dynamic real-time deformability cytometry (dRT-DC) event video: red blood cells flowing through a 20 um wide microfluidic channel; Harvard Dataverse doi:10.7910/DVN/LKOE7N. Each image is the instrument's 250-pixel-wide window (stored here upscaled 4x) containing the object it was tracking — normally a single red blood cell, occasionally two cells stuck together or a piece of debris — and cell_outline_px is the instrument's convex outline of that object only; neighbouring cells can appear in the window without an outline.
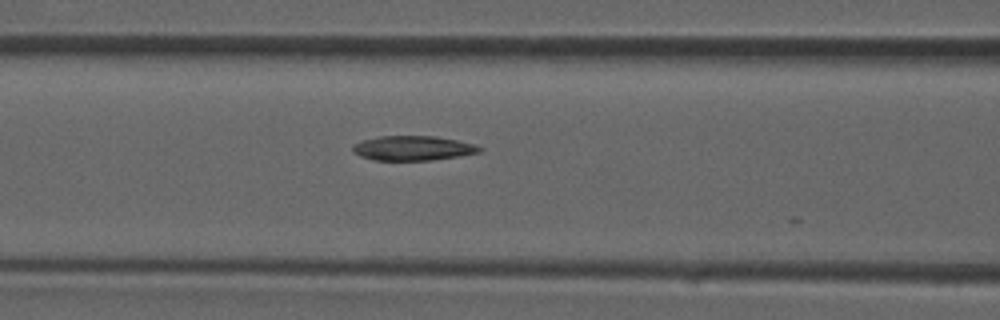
{"species": "common noctule bat (a hibernating species)", "species_latin": "Nyctalus noctula", "temperature_condition": "room temperature", "stored_images_in_passage": 19, "camera_frame_rate_fps": 3000, "um_per_image_px": 0.085, "animal": {"sex": "male", "forearm_length_mm": 52.5}, "frame": {"image": 1, "passage_image": 16, "time_ms": 5.0, "image_size_px": [1000, 320], "cell_outline_px": [[484, 148], [480, 152], [432, 160], [372, 160], [360, 156], [352, 152], [352, 144], [364, 140], [380, 136], [436, 136], [476, 144]], "centroid_in_image_um": [35.08, 12.59], "position_along_channel_um": 131.5, "area_um2": 18.21}}
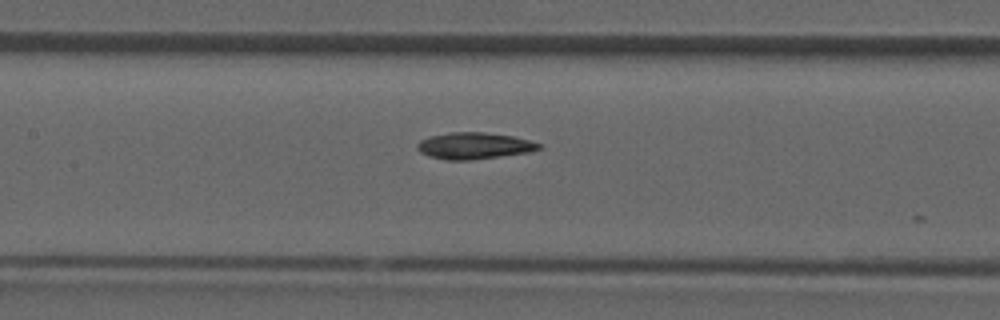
{"frame": {"image": 2, "passage_image": 18, "time_ms": 5.667, "image_size_px": [1000, 320], "cell_outline_px": [[544, 148], [528, 152], [472, 160], [444, 160], [428, 156], [420, 152], [416, 148], [416, 144], [420, 140], [428, 136], [452, 132], [484, 132], [512, 136], [544, 144]], "centroid_in_image_um": [40.29, 12.39], "position_along_channel_um": 167.1, "area_um2": 19.02}}